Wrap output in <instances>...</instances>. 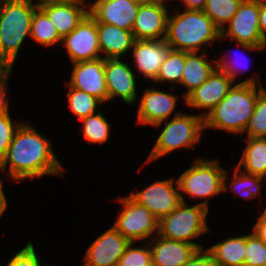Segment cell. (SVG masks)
Segmentation results:
<instances>
[{
  "label": "cell",
  "instance_id": "cell-3",
  "mask_svg": "<svg viewBox=\"0 0 266 266\" xmlns=\"http://www.w3.org/2000/svg\"><path fill=\"white\" fill-rule=\"evenodd\" d=\"M221 39V31L203 10L184 9L167 19L165 42L174 50L198 52L204 44Z\"/></svg>",
  "mask_w": 266,
  "mask_h": 266
},
{
  "label": "cell",
  "instance_id": "cell-36",
  "mask_svg": "<svg viewBox=\"0 0 266 266\" xmlns=\"http://www.w3.org/2000/svg\"><path fill=\"white\" fill-rule=\"evenodd\" d=\"M0 266H42L36 255L34 245L28 242L26 246L16 253L6 265Z\"/></svg>",
  "mask_w": 266,
  "mask_h": 266
},
{
  "label": "cell",
  "instance_id": "cell-40",
  "mask_svg": "<svg viewBox=\"0 0 266 266\" xmlns=\"http://www.w3.org/2000/svg\"><path fill=\"white\" fill-rule=\"evenodd\" d=\"M259 28L266 42V0H259Z\"/></svg>",
  "mask_w": 266,
  "mask_h": 266
},
{
  "label": "cell",
  "instance_id": "cell-38",
  "mask_svg": "<svg viewBox=\"0 0 266 266\" xmlns=\"http://www.w3.org/2000/svg\"><path fill=\"white\" fill-rule=\"evenodd\" d=\"M184 266H216V264L211 253L207 249H202L198 250Z\"/></svg>",
  "mask_w": 266,
  "mask_h": 266
},
{
  "label": "cell",
  "instance_id": "cell-47",
  "mask_svg": "<svg viewBox=\"0 0 266 266\" xmlns=\"http://www.w3.org/2000/svg\"><path fill=\"white\" fill-rule=\"evenodd\" d=\"M83 3H85L84 0H81ZM101 1H104V0H96L92 5H90L89 3L88 4H85L87 9L90 10L95 4L101 2Z\"/></svg>",
  "mask_w": 266,
  "mask_h": 266
},
{
  "label": "cell",
  "instance_id": "cell-37",
  "mask_svg": "<svg viewBox=\"0 0 266 266\" xmlns=\"http://www.w3.org/2000/svg\"><path fill=\"white\" fill-rule=\"evenodd\" d=\"M11 68H0V114L9 113V104L6 100L7 79L11 73Z\"/></svg>",
  "mask_w": 266,
  "mask_h": 266
},
{
  "label": "cell",
  "instance_id": "cell-4",
  "mask_svg": "<svg viewBox=\"0 0 266 266\" xmlns=\"http://www.w3.org/2000/svg\"><path fill=\"white\" fill-rule=\"evenodd\" d=\"M37 7L28 0H0V68H11L25 38L30 36Z\"/></svg>",
  "mask_w": 266,
  "mask_h": 266
},
{
  "label": "cell",
  "instance_id": "cell-41",
  "mask_svg": "<svg viewBox=\"0 0 266 266\" xmlns=\"http://www.w3.org/2000/svg\"><path fill=\"white\" fill-rule=\"evenodd\" d=\"M253 232L266 243V215L261 214L253 227Z\"/></svg>",
  "mask_w": 266,
  "mask_h": 266
},
{
  "label": "cell",
  "instance_id": "cell-19",
  "mask_svg": "<svg viewBox=\"0 0 266 266\" xmlns=\"http://www.w3.org/2000/svg\"><path fill=\"white\" fill-rule=\"evenodd\" d=\"M167 11L163 3L140 6L132 28L135 40H164Z\"/></svg>",
  "mask_w": 266,
  "mask_h": 266
},
{
  "label": "cell",
  "instance_id": "cell-5",
  "mask_svg": "<svg viewBox=\"0 0 266 266\" xmlns=\"http://www.w3.org/2000/svg\"><path fill=\"white\" fill-rule=\"evenodd\" d=\"M208 211V201L191 207L186 205V202H181L159 220L158 234L168 239L190 243L202 250L203 247L192 240L209 231L206 221Z\"/></svg>",
  "mask_w": 266,
  "mask_h": 266
},
{
  "label": "cell",
  "instance_id": "cell-6",
  "mask_svg": "<svg viewBox=\"0 0 266 266\" xmlns=\"http://www.w3.org/2000/svg\"><path fill=\"white\" fill-rule=\"evenodd\" d=\"M166 123L147 158V163L166 155L178 148L195 149L194 144L200 142L204 130L202 115L176 113Z\"/></svg>",
  "mask_w": 266,
  "mask_h": 266
},
{
  "label": "cell",
  "instance_id": "cell-28",
  "mask_svg": "<svg viewBox=\"0 0 266 266\" xmlns=\"http://www.w3.org/2000/svg\"><path fill=\"white\" fill-rule=\"evenodd\" d=\"M184 65L185 51L171 49L154 82L181 83Z\"/></svg>",
  "mask_w": 266,
  "mask_h": 266
},
{
  "label": "cell",
  "instance_id": "cell-11",
  "mask_svg": "<svg viewBox=\"0 0 266 266\" xmlns=\"http://www.w3.org/2000/svg\"><path fill=\"white\" fill-rule=\"evenodd\" d=\"M62 44L67 49L72 64L101 58L97 23L89 14L62 38Z\"/></svg>",
  "mask_w": 266,
  "mask_h": 266
},
{
  "label": "cell",
  "instance_id": "cell-29",
  "mask_svg": "<svg viewBox=\"0 0 266 266\" xmlns=\"http://www.w3.org/2000/svg\"><path fill=\"white\" fill-rule=\"evenodd\" d=\"M68 91V104L69 109L74 115H76L80 120L86 118L87 116L94 114L98 104L103 103L101 100L93 95H90L79 89L70 87Z\"/></svg>",
  "mask_w": 266,
  "mask_h": 266
},
{
  "label": "cell",
  "instance_id": "cell-32",
  "mask_svg": "<svg viewBox=\"0 0 266 266\" xmlns=\"http://www.w3.org/2000/svg\"><path fill=\"white\" fill-rule=\"evenodd\" d=\"M249 138L266 137V89H262L255 102V110L245 129Z\"/></svg>",
  "mask_w": 266,
  "mask_h": 266
},
{
  "label": "cell",
  "instance_id": "cell-50",
  "mask_svg": "<svg viewBox=\"0 0 266 266\" xmlns=\"http://www.w3.org/2000/svg\"><path fill=\"white\" fill-rule=\"evenodd\" d=\"M165 1L168 2V0H160V2L163 4L166 3Z\"/></svg>",
  "mask_w": 266,
  "mask_h": 266
},
{
  "label": "cell",
  "instance_id": "cell-33",
  "mask_svg": "<svg viewBox=\"0 0 266 266\" xmlns=\"http://www.w3.org/2000/svg\"><path fill=\"white\" fill-rule=\"evenodd\" d=\"M244 263L253 266H266V243L253 231L246 234Z\"/></svg>",
  "mask_w": 266,
  "mask_h": 266
},
{
  "label": "cell",
  "instance_id": "cell-12",
  "mask_svg": "<svg viewBox=\"0 0 266 266\" xmlns=\"http://www.w3.org/2000/svg\"><path fill=\"white\" fill-rule=\"evenodd\" d=\"M129 241L113 226L88 247L82 266H117Z\"/></svg>",
  "mask_w": 266,
  "mask_h": 266
},
{
  "label": "cell",
  "instance_id": "cell-39",
  "mask_svg": "<svg viewBox=\"0 0 266 266\" xmlns=\"http://www.w3.org/2000/svg\"><path fill=\"white\" fill-rule=\"evenodd\" d=\"M233 63H234V66H233ZM238 63H239V61L236 62V64H235L234 60L232 62V61H226L224 59L223 60L222 59L221 60H215L213 62V64L216 65V67L218 69H220L222 72L226 73L233 81H235V78H236V76H238V73H239L238 71H240V70H238V68L240 67L238 65ZM237 66H239V67H237ZM242 70H244V69H242Z\"/></svg>",
  "mask_w": 266,
  "mask_h": 266
},
{
  "label": "cell",
  "instance_id": "cell-35",
  "mask_svg": "<svg viewBox=\"0 0 266 266\" xmlns=\"http://www.w3.org/2000/svg\"><path fill=\"white\" fill-rule=\"evenodd\" d=\"M21 124L17 122L14 125L9 113L0 114V162L5 158L14 134Z\"/></svg>",
  "mask_w": 266,
  "mask_h": 266
},
{
  "label": "cell",
  "instance_id": "cell-21",
  "mask_svg": "<svg viewBox=\"0 0 266 266\" xmlns=\"http://www.w3.org/2000/svg\"><path fill=\"white\" fill-rule=\"evenodd\" d=\"M85 4L81 0H68L45 5L40 9L48 16L58 34L63 38L73 31L89 14Z\"/></svg>",
  "mask_w": 266,
  "mask_h": 266
},
{
  "label": "cell",
  "instance_id": "cell-9",
  "mask_svg": "<svg viewBox=\"0 0 266 266\" xmlns=\"http://www.w3.org/2000/svg\"><path fill=\"white\" fill-rule=\"evenodd\" d=\"M123 210L118 214L113 227L129 242H136L158 234L159 220L130 195L118 199ZM155 232V233H154Z\"/></svg>",
  "mask_w": 266,
  "mask_h": 266
},
{
  "label": "cell",
  "instance_id": "cell-2",
  "mask_svg": "<svg viewBox=\"0 0 266 266\" xmlns=\"http://www.w3.org/2000/svg\"><path fill=\"white\" fill-rule=\"evenodd\" d=\"M252 76L235 83L228 94L204 118V129H222L244 133L255 110V102L263 89Z\"/></svg>",
  "mask_w": 266,
  "mask_h": 266
},
{
  "label": "cell",
  "instance_id": "cell-30",
  "mask_svg": "<svg viewBox=\"0 0 266 266\" xmlns=\"http://www.w3.org/2000/svg\"><path fill=\"white\" fill-rule=\"evenodd\" d=\"M84 138L94 144H104L109 138L110 124L100 112L81 119Z\"/></svg>",
  "mask_w": 266,
  "mask_h": 266
},
{
  "label": "cell",
  "instance_id": "cell-31",
  "mask_svg": "<svg viewBox=\"0 0 266 266\" xmlns=\"http://www.w3.org/2000/svg\"><path fill=\"white\" fill-rule=\"evenodd\" d=\"M239 168H235L233 172V180L230 182L231 190L237 194L242 196L245 199H253L260 195V188H262V180L261 176L250 175L244 172L240 173ZM240 173V174H239Z\"/></svg>",
  "mask_w": 266,
  "mask_h": 266
},
{
  "label": "cell",
  "instance_id": "cell-13",
  "mask_svg": "<svg viewBox=\"0 0 266 266\" xmlns=\"http://www.w3.org/2000/svg\"><path fill=\"white\" fill-rule=\"evenodd\" d=\"M234 81L220 69L216 68L208 79L190 92L185 98V104L192 108L206 109L204 118L228 94Z\"/></svg>",
  "mask_w": 266,
  "mask_h": 266
},
{
  "label": "cell",
  "instance_id": "cell-45",
  "mask_svg": "<svg viewBox=\"0 0 266 266\" xmlns=\"http://www.w3.org/2000/svg\"><path fill=\"white\" fill-rule=\"evenodd\" d=\"M7 208V200L5 196H0V216L5 212Z\"/></svg>",
  "mask_w": 266,
  "mask_h": 266
},
{
  "label": "cell",
  "instance_id": "cell-27",
  "mask_svg": "<svg viewBox=\"0 0 266 266\" xmlns=\"http://www.w3.org/2000/svg\"><path fill=\"white\" fill-rule=\"evenodd\" d=\"M243 0H206L203 12L208 15L215 26L222 31L237 12Z\"/></svg>",
  "mask_w": 266,
  "mask_h": 266
},
{
  "label": "cell",
  "instance_id": "cell-22",
  "mask_svg": "<svg viewBox=\"0 0 266 266\" xmlns=\"http://www.w3.org/2000/svg\"><path fill=\"white\" fill-rule=\"evenodd\" d=\"M100 53L103 59L120 58L131 50L135 41L132 31L105 23H97Z\"/></svg>",
  "mask_w": 266,
  "mask_h": 266
},
{
  "label": "cell",
  "instance_id": "cell-48",
  "mask_svg": "<svg viewBox=\"0 0 266 266\" xmlns=\"http://www.w3.org/2000/svg\"><path fill=\"white\" fill-rule=\"evenodd\" d=\"M146 266H156L152 261L148 263Z\"/></svg>",
  "mask_w": 266,
  "mask_h": 266
},
{
  "label": "cell",
  "instance_id": "cell-16",
  "mask_svg": "<svg viewBox=\"0 0 266 266\" xmlns=\"http://www.w3.org/2000/svg\"><path fill=\"white\" fill-rule=\"evenodd\" d=\"M177 97L171 93L159 91L157 88L146 89L138 107V123L161 126L176 108Z\"/></svg>",
  "mask_w": 266,
  "mask_h": 266
},
{
  "label": "cell",
  "instance_id": "cell-15",
  "mask_svg": "<svg viewBox=\"0 0 266 266\" xmlns=\"http://www.w3.org/2000/svg\"><path fill=\"white\" fill-rule=\"evenodd\" d=\"M119 59H104L108 101L119 96L125 103L132 104L137 96L135 75L129 65Z\"/></svg>",
  "mask_w": 266,
  "mask_h": 266
},
{
  "label": "cell",
  "instance_id": "cell-7",
  "mask_svg": "<svg viewBox=\"0 0 266 266\" xmlns=\"http://www.w3.org/2000/svg\"><path fill=\"white\" fill-rule=\"evenodd\" d=\"M226 171L217 160H194L177 179L179 191L202 200L223 193L228 190Z\"/></svg>",
  "mask_w": 266,
  "mask_h": 266
},
{
  "label": "cell",
  "instance_id": "cell-18",
  "mask_svg": "<svg viewBox=\"0 0 266 266\" xmlns=\"http://www.w3.org/2000/svg\"><path fill=\"white\" fill-rule=\"evenodd\" d=\"M171 49L165 40H135L133 60L139 73L154 81Z\"/></svg>",
  "mask_w": 266,
  "mask_h": 266
},
{
  "label": "cell",
  "instance_id": "cell-10",
  "mask_svg": "<svg viewBox=\"0 0 266 266\" xmlns=\"http://www.w3.org/2000/svg\"><path fill=\"white\" fill-rule=\"evenodd\" d=\"M170 178L168 180H156L147 188L130 196L142 206L146 207L158 220L168 215L181 202H185L179 191L178 182Z\"/></svg>",
  "mask_w": 266,
  "mask_h": 266
},
{
  "label": "cell",
  "instance_id": "cell-23",
  "mask_svg": "<svg viewBox=\"0 0 266 266\" xmlns=\"http://www.w3.org/2000/svg\"><path fill=\"white\" fill-rule=\"evenodd\" d=\"M206 48H208V46H205L202 51L204 54L199 56L197 52H185V65L180 83L187 87L188 90L183 95L184 98L195 88L200 87L217 68H214L212 66L213 64L206 58Z\"/></svg>",
  "mask_w": 266,
  "mask_h": 266
},
{
  "label": "cell",
  "instance_id": "cell-44",
  "mask_svg": "<svg viewBox=\"0 0 266 266\" xmlns=\"http://www.w3.org/2000/svg\"><path fill=\"white\" fill-rule=\"evenodd\" d=\"M140 6L144 5H155L161 3L160 0H134Z\"/></svg>",
  "mask_w": 266,
  "mask_h": 266
},
{
  "label": "cell",
  "instance_id": "cell-26",
  "mask_svg": "<svg viewBox=\"0 0 266 266\" xmlns=\"http://www.w3.org/2000/svg\"><path fill=\"white\" fill-rule=\"evenodd\" d=\"M30 37L41 46H52L58 42L62 43V37L58 34L48 16L37 8L33 13Z\"/></svg>",
  "mask_w": 266,
  "mask_h": 266
},
{
  "label": "cell",
  "instance_id": "cell-14",
  "mask_svg": "<svg viewBox=\"0 0 266 266\" xmlns=\"http://www.w3.org/2000/svg\"><path fill=\"white\" fill-rule=\"evenodd\" d=\"M73 65L71 80L67 85L93 95L103 103L108 101L104 59L101 57Z\"/></svg>",
  "mask_w": 266,
  "mask_h": 266
},
{
  "label": "cell",
  "instance_id": "cell-25",
  "mask_svg": "<svg viewBox=\"0 0 266 266\" xmlns=\"http://www.w3.org/2000/svg\"><path fill=\"white\" fill-rule=\"evenodd\" d=\"M237 168L244 173L263 177L266 172V137L249 138Z\"/></svg>",
  "mask_w": 266,
  "mask_h": 266
},
{
  "label": "cell",
  "instance_id": "cell-1",
  "mask_svg": "<svg viewBox=\"0 0 266 266\" xmlns=\"http://www.w3.org/2000/svg\"><path fill=\"white\" fill-rule=\"evenodd\" d=\"M51 148L48 139L31 124L22 122L1 163L4 169L7 163L10 164L7 175L17 181L48 174H62L64 169Z\"/></svg>",
  "mask_w": 266,
  "mask_h": 266
},
{
  "label": "cell",
  "instance_id": "cell-46",
  "mask_svg": "<svg viewBox=\"0 0 266 266\" xmlns=\"http://www.w3.org/2000/svg\"><path fill=\"white\" fill-rule=\"evenodd\" d=\"M0 171H5L1 162H0ZM0 196H5L3 191V182L1 181V178H0Z\"/></svg>",
  "mask_w": 266,
  "mask_h": 266
},
{
  "label": "cell",
  "instance_id": "cell-42",
  "mask_svg": "<svg viewBox=\"0 0 266 266\" xmlns=\"http://www.w3.org/2000/svg\"><path fill=\"white\" fill-rule=\"evenodd\" d=\"M184 2L186 9L203 10L206 0H181Z\"/></svg>",
  "mask_w": 266,
  "mask_h": 266
},
{
  "label": "cell",
  "instance_id": "cell-43",
  "mask_svg": "<svg viewBox=\"0 0 266 266\" xmlns=\"http://www.w3.org/2000/svg\"><path fill=\"white\" fill-rule=\"evenodd\" d=\"M28 1L33 4V0H28ZM65 1H68V0H40V2H37L35 4V6L37 8H41V7L45 6V5L61 3V2H65Z\"/></svg>",
  "mask_w": 266,
  "mask_h": 266
},
{
  "label": "cell",
  "instance_id": "cell-8",
  "mask_svg": "<svg viewBox=\"0 0 266 266\" xmlns=\"http://www.w3.org/2000/svg\"><path fill=\"white\" fill-rule=\"evenodd\" d=\"M221 31V38H231L245 50H264L265 39L259 28V0H243L237 12Z\"/></svg>",
  "mask_w": 266,
  "mask_h": 266
},
{
  "label": "cell",
  "instance_id": "cell-17",
  "mask_svg": "<svg viewBox=\"0 0 266 266\" xmlns=\"http://www.w3.org/2000/svg\"><path fill=\"white\" fill-rule=\"evenodd\" d=\"M140 5L134 0H104L95 4L89 15L96 23H105L132 31Z\"/></svg>",
  "mask_w": 266,
  "mask_h": 266
},
{
  "label": "cell",
  "instance_id": "cell-24",
  "mask_svg": "<svg viewBox=\"0 0 266 266\" xmlns=\"http://www.w3.org/2000/svg\"><path fill=\"white\" fill-rule=\"evenodd\" d=\"M246 235L230 237L213 245L207 250L211 253L216 266H240L244 263Z\"/></svg>",
  "mask_w": 266,
  "mask_h": 266
},
{
  "label": "cell",
  "instance_id": "cell-49",
  "mask_svg": "<svg viewBox=\"0 0 266 266\" xmlns=\"http://www.w3.org/2000/svg\"><path fill=\"white\" fill-rule=\"evenodd\" d=\"M240 266H253V265H249V264L243 263V264L240 265Z\"/></svg>",
  "mask_w": 266,
  "mask_h": 266
},
{
  "label": "cell",
  "instance_id": "cell-34",
  "mask_svg": "<svg viewBox=\"0 0 266 266\" xmlns=\"http://www.w3.org/2000/svg\"><path fill=\"white\" fill-rule=\"evenodd\" d=\"M132 242L126 247L124 254L118 260L117 266H146L151 262L150 245L133 248Z\"/></svg>",
  "mask_w": 266,
  "mask_h": 266
},
{
  "label": "cell",
  "instance_id": "cell-20",
  "mask_svg": "<svg viewBox=\"0 0 266 266\" xmlns=\"http://www.w3.org/2000/svg\"><path fill=\"white\" fill-rule=\"evenodd\" d=\"M152 238L149 244L151 261L156 266H184L199 250L190 243L168 239L159 234Z\"/></svg>",
  "mask_w": 266,
  "mask_h": 266
}]
</instances>
